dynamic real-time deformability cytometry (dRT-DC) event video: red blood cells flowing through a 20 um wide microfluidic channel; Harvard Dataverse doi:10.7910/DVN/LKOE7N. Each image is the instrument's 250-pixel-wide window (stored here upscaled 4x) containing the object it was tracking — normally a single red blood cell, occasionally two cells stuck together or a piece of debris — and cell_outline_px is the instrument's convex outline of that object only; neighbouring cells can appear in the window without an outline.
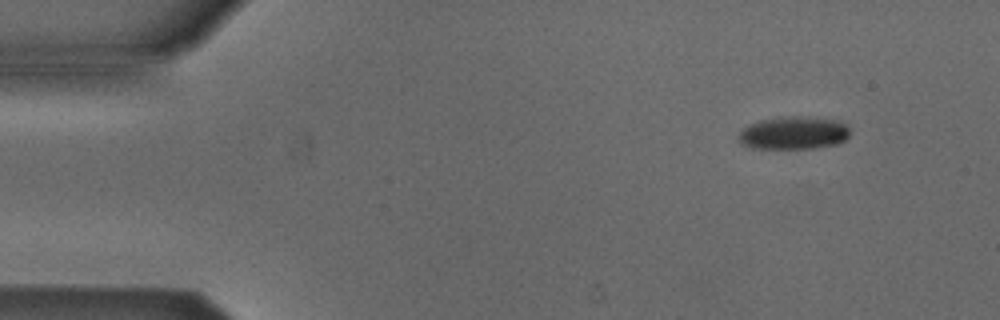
{"species": "Egyptian fruit bat (a non-hibernating species)", "species_latin": "Rousettus aegyptiacus", "temperature_condition": "cold", "stored_images_in_passage": 4, "camera_frame_rate_fps": 3000, "um_per_image_px": 0.085, "animal": {"sex": "male"}, "frame": {"image": 1, "passage_image": 1, "time_ms": 0.0, "image_size_px": [1000, 320], "cell_outline_px": [[848, 136], [844, 140], [836, 144], [812, 148], [752, 148], [740, 144], [740, 132], [748, 124], [760, 120], [784, 116], [792, 116], [836, 120], [844, 124], [848, 128]], "centroid_in_image_um": [67.42, 11.3], "position_along_channel_um": 17.6, "area_um2": 20.98}}
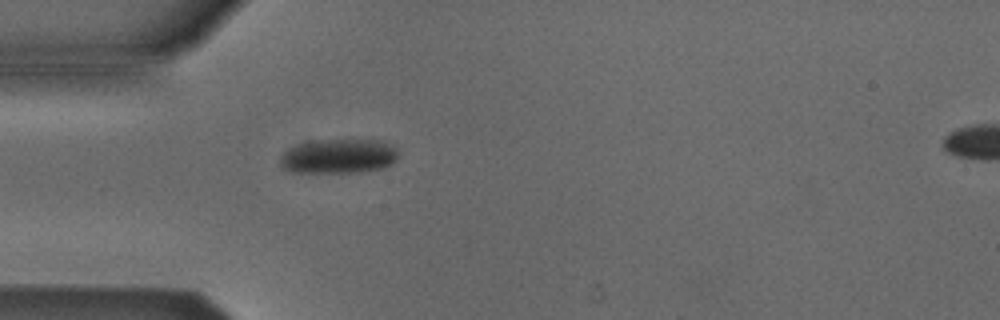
{"frame": {"image": 2, "passage_image": 4, "time_ms": 3.333, "image_size_px": [1000, 320], "cell_outline_px": [[396, 160], [392, 164], [384, 168], [360, 172], [292, 172], [284, 168], [280, 164], [280, 156], [284, 152], [296, 144], [312, 140], [380, 140], [392, 144], [396, 148]], "centroid_in_image_um": [28.79, 13.27], "position_along_channel_um": 56.2, "area_um2": 23.87}}